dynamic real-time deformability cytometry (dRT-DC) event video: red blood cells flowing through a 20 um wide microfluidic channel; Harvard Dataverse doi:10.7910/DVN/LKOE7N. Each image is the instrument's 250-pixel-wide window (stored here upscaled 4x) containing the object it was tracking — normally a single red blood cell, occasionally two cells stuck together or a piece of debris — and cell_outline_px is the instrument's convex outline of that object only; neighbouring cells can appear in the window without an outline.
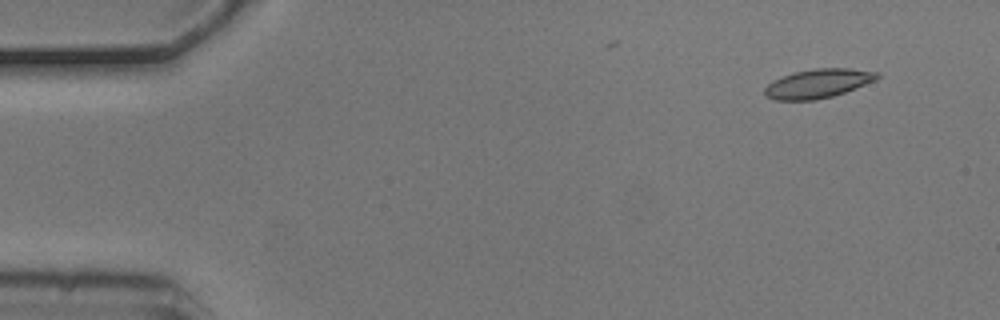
{"species": "common noctule bat (a hibernating species)", "species_latin": "Nyctalus noctula", "temperature_condition": "cold", "stored_images_in_passage": 4, "camera_frame_rate_fps": 3000, "um_per_image_px": 0.085, "animal": {"sex": "male", "body_mass_g": 20.5, "forearm_length_mm": 52.5}, "frame": {"image": 1, "passage_image": 1, "time_ms": 0.0, "image_size_px": [1000, 320], "cell_outline_px": [[880, 76], [876, 80], [856, 88], [832, 96], [816, 100], [776, 100], [764, 96], [764, 88], [772, 80], [796, 72], [816, 68], [852, 68], [880, 72]], "centroid_in_image_um": [69.55, 7.1], "position_along_channel_um": 15.5, "area_um2": 19.07}}
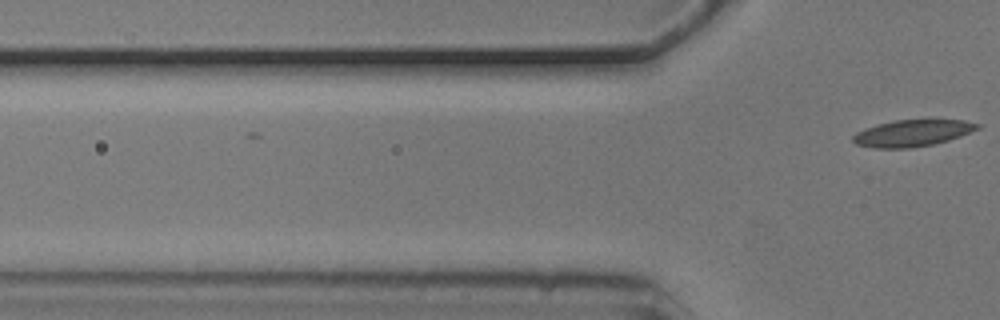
{"frame": {"image": 2, "passage_image": 4, "time_ms": 1.0, "image_size_px": [1000, 320], "cell_outline_px": [[980, 128], [960, 136], [936, 144], [912, 148], [872, 148], [856, 144], [852, 140], [852, 136], [856, 132], [864, 128], [876, 124], [896, 120], [928, 116], [964, 120], [980, 124]], "centroid_in_image_um": [77.6, 11.26], "position_along_channel_um": 48.2, "area_um2": 20.4}}